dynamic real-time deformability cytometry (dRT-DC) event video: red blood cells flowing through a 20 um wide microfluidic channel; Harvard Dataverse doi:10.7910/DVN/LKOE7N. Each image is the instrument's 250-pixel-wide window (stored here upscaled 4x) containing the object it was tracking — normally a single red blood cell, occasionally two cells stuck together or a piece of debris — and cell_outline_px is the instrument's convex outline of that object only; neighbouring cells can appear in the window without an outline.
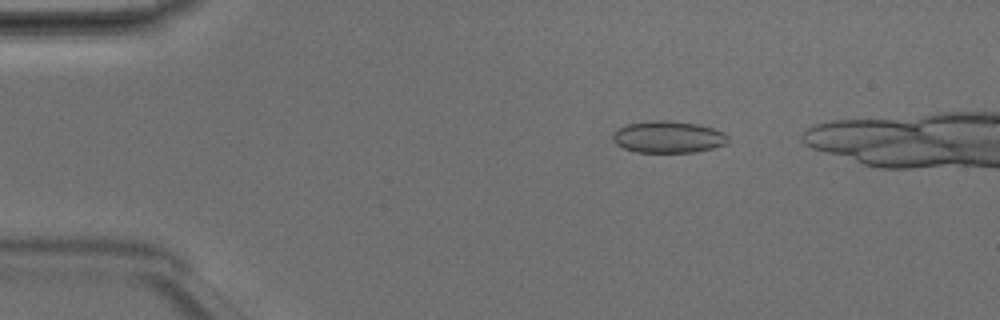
{"species": "Egyptian fruit bat (a non-hibernating species)", "species_latin": "Rousettus aegyptiacus", "temperature_condition": "room temperature", "stored_images_in_passage": 6, "camera_frame_rate_fps": 3000, "um_per_image_px": 0.085, "animal": {"sex": "male"}, "frame": {"image": 1, "passage_image": 2, "time_ms": 0.333, "image_size_px": [1000, 320], "cell_outline_px": [[728, 140], [724, 144], [712, 148], [692, 152], [636, 152], [624, 148], [616, 144], [612, 140], [612, 132], [616, 128], [628, 124], [652, 120], [664, 120], [696, 124], [712, 128], [724, 132], [728, 136]], "centroid_in_image_um": [56.74, 11.64], "position_along_channel_um": 28.3, "area_um2": 21.33}}